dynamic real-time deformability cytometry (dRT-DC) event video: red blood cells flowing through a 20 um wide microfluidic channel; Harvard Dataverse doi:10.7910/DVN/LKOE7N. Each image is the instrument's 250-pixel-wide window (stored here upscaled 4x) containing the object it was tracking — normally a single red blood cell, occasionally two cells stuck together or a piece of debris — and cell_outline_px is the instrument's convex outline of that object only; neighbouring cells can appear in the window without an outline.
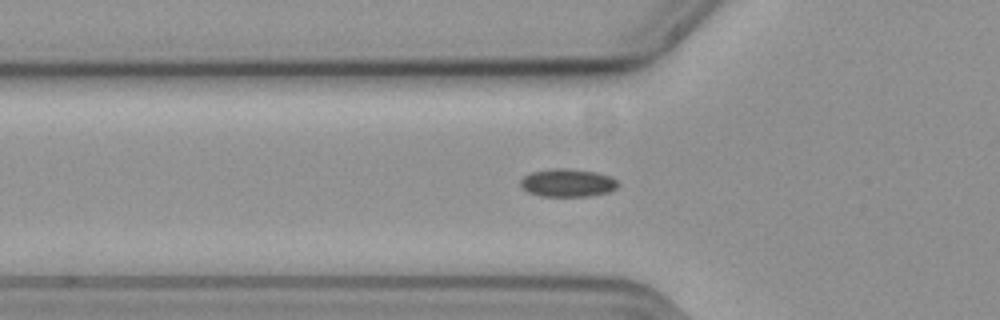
{"species": "common noctule bat (a hibernating species)", "species_latin": "Nyctalus noctula", "temperature_condition": "cold", "stored_images_in_passage": 42, "camera_frame_rate_fps": 3000, "um_per_image_px": 0.085, "animal": {"sex": "female", "body_mass_g": 19.3, "forearm_length_mm": 54.1}, "frame": {"image": 1, "passage_image": 11, "time_ms": 3.333, "image_size_px": [1000, 320], "cell_outline_px": [[620, 184], [616, 188], [608, 192], [588, 196], [540, 196], [528, 192], [520, 184], [520, 180], [524, 176], [532, 172], [556, 168], [564, 168], [596, 172], [608, 176], [616, 180]], "centroid_in_image_um": [48.24, 15.54], "position_along_channel_um": 77.6, "area_um2": 15.72}}
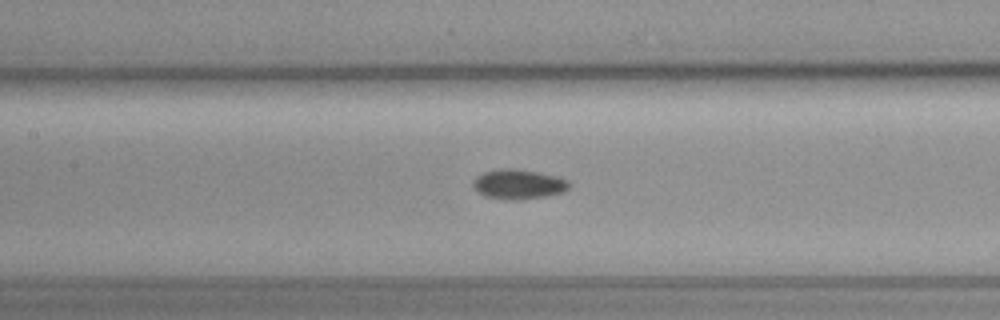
{"frame": {"image": 2, "passage_image": 18, "time_ms": 5.667, "image_size_px": [1000, 320], "cell_outline_px": [[568, 188], [564, 192], [548, 196], [520, 200], [508, 200], [484, 196], [476, 192], [472, 184], [476, 176], [484, 172], [504, 168], [512, 168], [536, 172], [556, 176], [568, 180]], "centroid_in_image_um": [44.04, 15.67], "position_along_channel_um": 163.4, "area_um2": 16.7}}
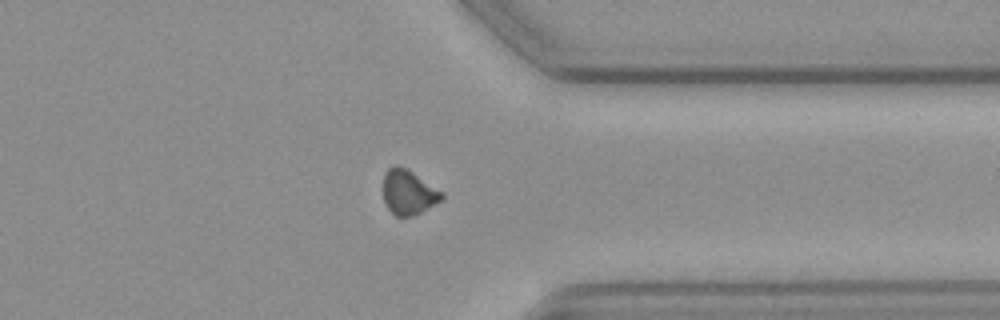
{"frame": {"image": 3, "passage_image": 36, "time_ms": 11.667, "image_size_px": [1000, 320], "cell_outline_px": [[444, 196], [440, 200], [420, 212], [412, 216], [396, 216], [388, 208], [384, 200], [384, 172], [392, 164], [396, 164], [408, 168], [444, 192]], "centroid_in_image_um": [34.71, 16.29], "position_along_channel_um": 376.7, "area_um2": 15.32}}